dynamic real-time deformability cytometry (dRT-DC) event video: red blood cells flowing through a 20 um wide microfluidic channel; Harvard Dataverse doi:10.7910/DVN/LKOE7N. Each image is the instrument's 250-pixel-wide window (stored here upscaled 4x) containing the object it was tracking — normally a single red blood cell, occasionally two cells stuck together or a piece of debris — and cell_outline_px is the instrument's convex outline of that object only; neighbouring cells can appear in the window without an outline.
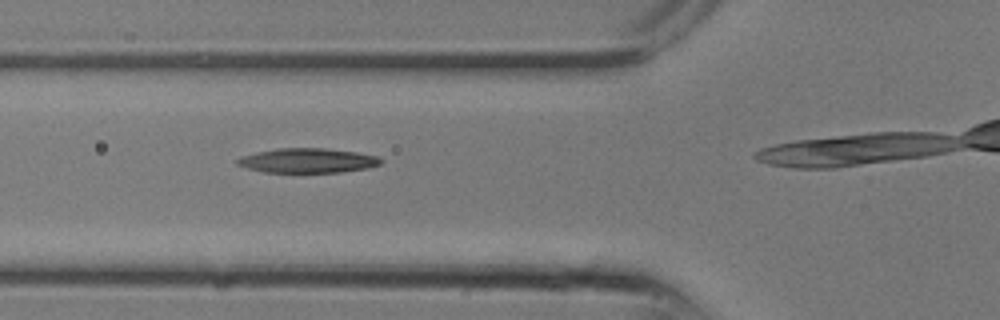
{"species": "common noctule bat (a hibernating species)", "species_latin": "Nyctalus noctula", "temperature_condition": "room temperature", "stored_images_in_passage": 3, "camera_frame_rate_fps": 3000, "um_per_image_px": 0.085, "animal": {"sex": "male", "body_mass_g": 13.3}, "frame": {"image": 1, "passage_image": 2, "time_ms": 0.333, "image_size_px": [1000, 320], "cell_outline_px": [[384, 160], [380, 164], [368, 168], [340, 172], [264, 172], [248, 168], [236, 164], [236, 160], [240, 156], [256, 152], [280, 148], [324, 148], [356, 152], [376, 156]], "centroid_in_image_um": [26.14, 13.64], "position_along_channel_um": 99.7, "area_um2": 20.46}}